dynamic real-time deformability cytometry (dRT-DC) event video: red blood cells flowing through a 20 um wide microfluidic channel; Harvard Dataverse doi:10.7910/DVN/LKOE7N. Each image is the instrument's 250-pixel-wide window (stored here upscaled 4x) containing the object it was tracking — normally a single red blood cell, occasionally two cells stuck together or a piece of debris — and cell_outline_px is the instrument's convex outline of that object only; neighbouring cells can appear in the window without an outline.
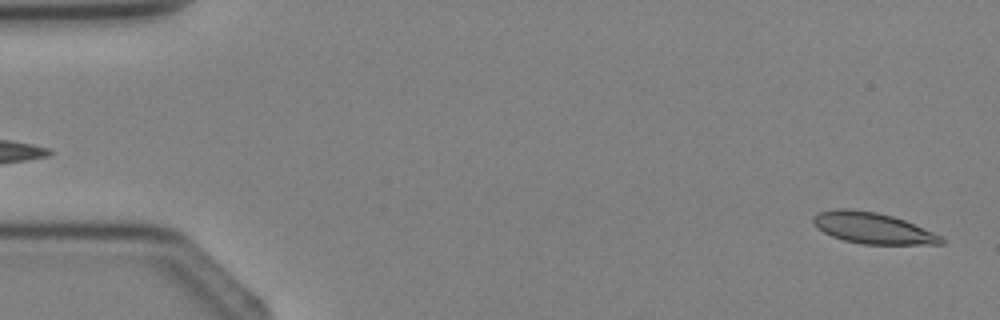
{"species": "Egyptian fruit bat (a non-hibernating species)", "species_latin": "Rousettus aegyptiacus", "temperature_condition": "cold", "stored_images_in_passage": 3, "segment_of_instrument_passage": [2, 2], "camera_frame_rate_fps": 3000, "um_per_image_px": 0.085, "animal": {"sex": "female"}, "frame": {"image": 1, "passage_image": 3, "time_ms": 2.333, "image_size_px": [1000, 320], "cell_outline_px": [[944, 244], [864, 244], [844, 240], [832, 236], [824, 232], [812, 224], [812, 216], [820, 212], [836, 208], [848, 208], [876, 212], [892, 216], [904, 220], [944, 236]], "centroid_in_image_um": [74.18, 19.38], "position_along_channel_um": 10.8, "area_um2": 23.24}}